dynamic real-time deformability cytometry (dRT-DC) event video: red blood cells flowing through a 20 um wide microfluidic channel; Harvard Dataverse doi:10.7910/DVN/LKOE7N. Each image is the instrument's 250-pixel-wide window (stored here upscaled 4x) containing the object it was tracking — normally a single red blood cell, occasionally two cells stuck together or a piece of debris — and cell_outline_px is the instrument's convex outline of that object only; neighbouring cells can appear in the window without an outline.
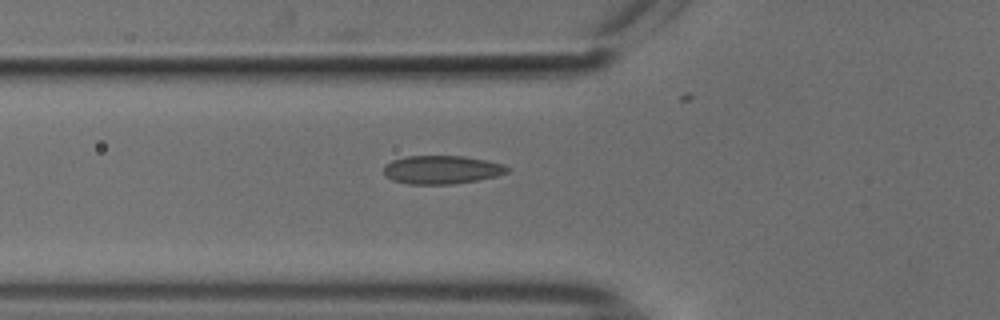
{"species": "common noctule bat (a hibernating species)", "species_latin": "Nyctalus noctula", "temperature_condition": "cold", "stored_images_in_passage": 35, "camera_frame_rate_fps": 3000, "um_per_image_px": 0.085, "animal": {"sex": "male", "body_mass_g": 18.8}, "frame": {"image": 1, "passage_image": 8, "time_ms": 2.333, "image_size_px": [1000, 320], "cell_outline_px": [[508, 172], [496, 176], [476, 180], [452, 184], [408, 184], [392, 180], [384, 176], [384, 164], [392, 160], [408, 156], [464, 156], [488, 160], [504, 164], [508, 168]], "centroid_in_image_um": [37.52, 14.42], "position_along_channel_um": 88.3, "area_um2": 20.52}}
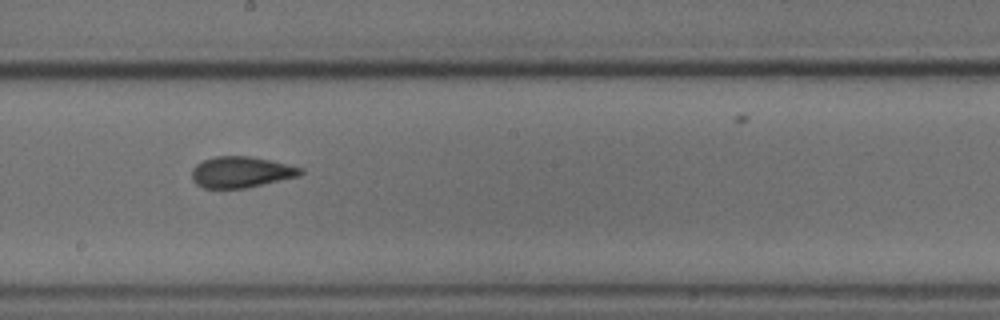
{"frame": {"image": 2, "passage_image": 19, "time_ms": 6.0, "image_size_px": [1000, 320], "cell_outline_px": [[304, 172], [300, 176], [248, 188], [204, 188], [196, 184], [192, 180], [192, 168], [196, 164], [204, 160], [216, 156], [252, 156], [304, 168]], "centroid_in_image_um": [20.51, 14.63], "position_along_channel_um": 227.7, "area_um2": 19.88}}
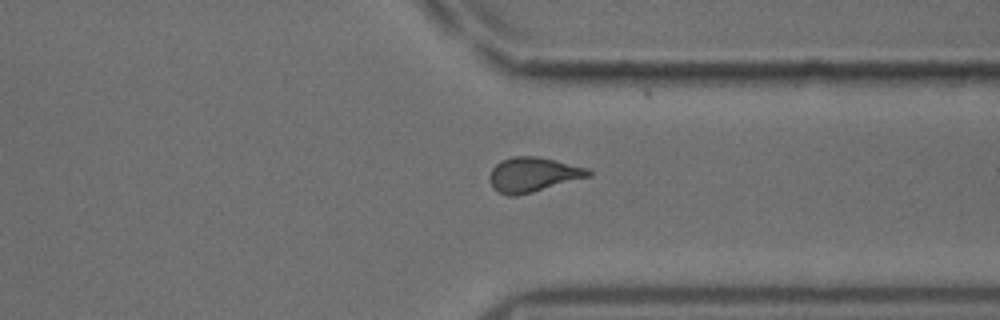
{"frame": {"image": 3, "passage_image": 30, "time_ms": 9.667, "image_size_px": [1000, 320], "cell_outline_px": [[592, 176], [532, 192], [516, 196], [508, 196], [492, 188], [488, 180], [488, 176], [492, 168], [500, 160], [512, 156], [536, 156], [556, 160], [588, 168], [592, 172]], "centroid_in_image_um": [45.29, 14.83], "position_along_channel_um": 366.1, "area_um2": 20.17}}